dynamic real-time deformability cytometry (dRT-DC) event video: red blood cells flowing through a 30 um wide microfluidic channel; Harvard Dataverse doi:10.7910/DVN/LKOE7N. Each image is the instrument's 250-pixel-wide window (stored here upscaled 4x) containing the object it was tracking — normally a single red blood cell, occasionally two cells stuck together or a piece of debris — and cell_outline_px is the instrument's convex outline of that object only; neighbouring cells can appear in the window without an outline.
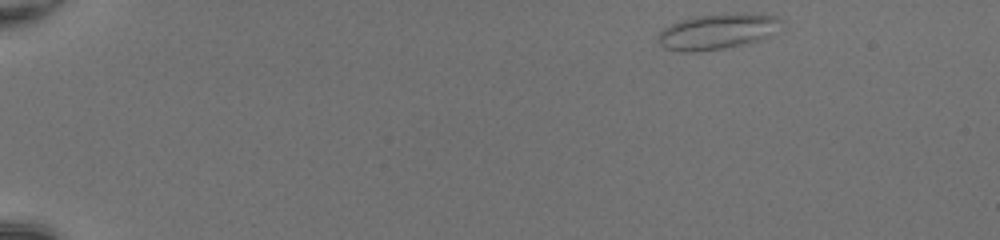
{"species": "common noctule bat (a hibernating species)", "species_latin": "Nyctalus noctula", "temperature_condition": "room temperature", "stored_images_in_passage": 45, "camera_frame_rate_fps": 3000, "um_per_image_px": 0.085, "animal": {"sex": "female", "body_mass_g": 20.0, "forearm_length_mm": 54.0}, "frame": {"image": 1, "passage_image": 1, "time_ms": 0.0, "image_size_px": [1000, 240], "cell_outline_px": [[784, 20], [760, 40], [748, 44], [724, 48], [696, 52], [680, 52], [664, 48], [656, 40], [656, 36], [664, 28], [680, 20], [692, 16], [736, 12], [744, 12], [776, 16]], "centroid_in_image_um": [60.9, 2.67], "position_along_channel_um": 24.1, "area_um2": 25.66}}
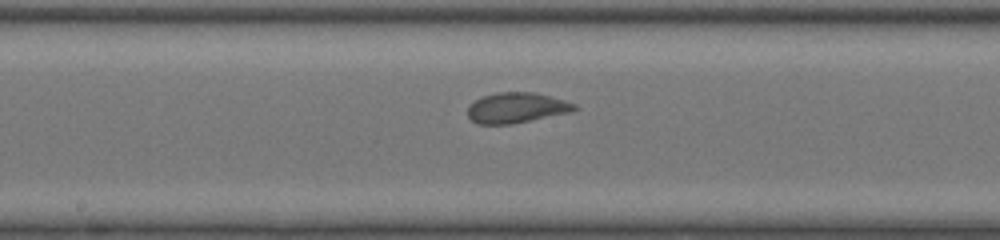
{"frame": {"image": 2, "passage_image": 23, "time_ms": 7.333, "image_size_px": [1000, 240], "cell_outline_px": [[580, 108], [572, 112], [512, 124], [476, 124], [468, 116], [468, 108], [476, 100], [484, 96], [496, 92], [536, 92], [564, 100], [576, 104]], "centroid_in_image_um": [43.95, 9.16], "position_along_channel_um": 204.3, "area_um2": 18.96}}
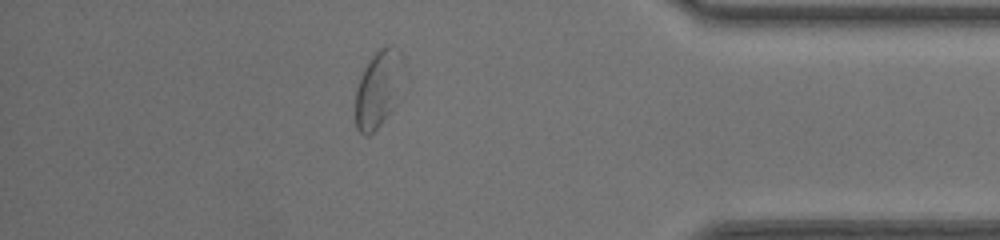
{"frame": {"image": 3, "passage_image": 39, "time_ms": 12.667, "image_size_px": [1000, 240], "cell_outline_px": [[408, 76], [400, 100], [380, 124], [368, 136], [364, 136], [356, 128], [356, 88], [360, 76], [364, 68], [372, 56], [380, 48], [388, 44], [392, 44], [404, 56]], "centroid_in_image_um": [32.28, 7.48], "position_along_channel_um": 402.9, "area_um2": 22.89}}